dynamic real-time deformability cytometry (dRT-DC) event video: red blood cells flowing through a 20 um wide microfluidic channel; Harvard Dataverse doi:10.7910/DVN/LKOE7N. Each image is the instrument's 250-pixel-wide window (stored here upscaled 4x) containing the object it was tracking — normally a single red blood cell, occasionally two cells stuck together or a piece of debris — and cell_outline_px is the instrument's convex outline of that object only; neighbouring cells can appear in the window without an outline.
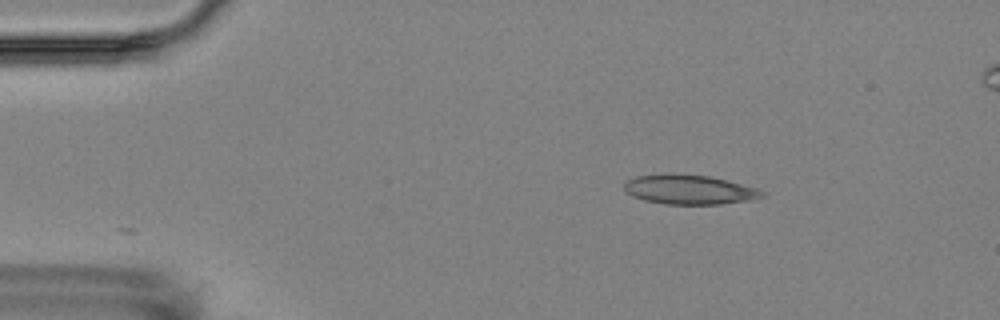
{"species": "Egyptian fruit bat (a non-hibernating species)", "species_latin": "Rousettus aegyptiacus", "temperature_condition": "room temperature", "stored_images_in_passage": 3, "camera_frame_rate_fps": 3000, "um_per_image_px": 0.085, "animal": {"sex": "female"}, "frame": {"image": 1, "passage_image": 3, "time_ms": 2.333, "image_size_px": [1000, 320], "cell_outline_px": [[768, 196], [752, 200], [720, 204], [664, 204], [644, 200], [632, 196], [624, 192], [624, 184], [628, 180], [636, 176], [664, 172], [672, 172], [712, 176], [728, 180], [756, 188], [764, 192]], "centroid_in_image_um": [58.58, 16.09], "position_along_channel_um": 26.4, "area_um2": 24.33}}